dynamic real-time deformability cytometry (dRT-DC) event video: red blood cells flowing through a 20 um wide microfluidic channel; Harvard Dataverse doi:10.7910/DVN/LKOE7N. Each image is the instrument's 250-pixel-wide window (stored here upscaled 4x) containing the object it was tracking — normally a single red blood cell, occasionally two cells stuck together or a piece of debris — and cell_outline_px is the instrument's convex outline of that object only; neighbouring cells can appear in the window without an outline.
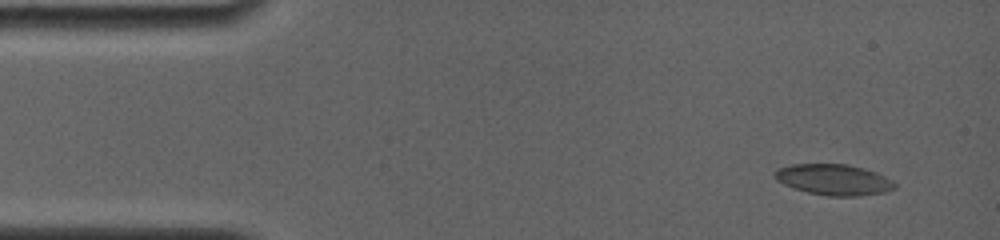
{"species": "common noctule bat (a hibernating species)", "species_latin": "Nyctalus noctula", "temperature_condition": "room temperature", "stored_images_in_passage": 7, "camera_frame_rate_fps": 4000, "um_per_image_px": 0.085, "animal": {"sex": "female", "body_mass_g": 19.0, "forearm_length_mm": 56.7}, "frame": {"image": 1, "passage_image": 2, "time_ms": 1.0, "image_size_px": [1000, 240], "cell_outline_px": [[896, 188], [884, 192], [856, 196], [828, 196], [808, 192], [784, 184], [776, 180], [772, 172], [776, 168], [792, 164], [848, 164], [864, 168], [876, 172], [892, 180], [896, 184]], "centroid_in_image_um": [70.85, 15.26], "position_along_channel_um": 14.2, "area_um2": 21.62}}
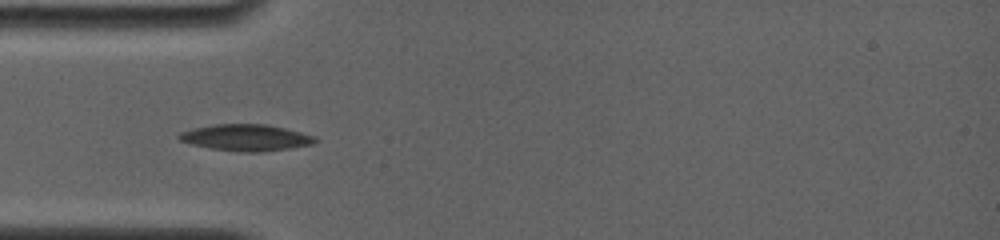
{"frame": {"image": 2, "passage_image": 6, "time_ms": 4.75, "image_size_px": [1000, 240], "cell_outline_px": [[320, 140], [312, 144], [288, 148], [260, 152], [240, 152], [208, 148], [192, 144], [180, 140], [176, 136], [180, 132], [192, 128], [212, 124], [268, 124], [316, 136]], "centroid_in_image_um": [20.89, 11.69], "position_along_channel_um": 64.1, "area_um2": 21.1}}